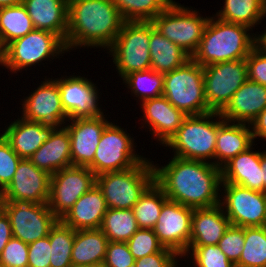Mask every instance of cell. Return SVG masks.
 <instances>
[{
	"label": "cell",
	"instance_id": "obj_1",
	"mask_svg": "<svg viewBox=\"0 0 266 267\" xmlns=\"http://www.w3.org/2000/svg\"><path fill=\"white\" fill-rule=\"evenodd\" d=\"M155 183L169 200L195 208L220 204L221 169L197 160L174 157L168 164H154Z\"/></svg>",
	"mask_w": 266,
	"mask_h": 267
},
{
	"label": "cell",
	"instance_id": "obj_2",
	"mask_svg": "<svg viewBox=\"0 0 266 267\" xmlns=\"http://www.w3.org/2000/svg\"><path fill=\"white\" fill-rule=\"evenodd\" d=\"M124 20L112 0H68V52L112 46ZM77 48V49H76Z\"/></svg>",
	"mask_w": 266,
	"mask_h": 267
},
{
	"label": "cell",
	"instance_id": "obj_3",
	"mask_svg": "<svg viewBox=\"0 0 266 267\" xmlns=\"http://www.w3.org/2000/svg\"><path fill=\"white\" fill-rule=\"evenodd\" d=\"M247 26L210 16L191 59L201 66L246 59L257 43V33ZM251 32V33H250Z\"/></svg>",
	"mask_w": 266,
	"mask_h": 267
},
{
	"label": "cell",
	"instance_id": "obj_4",
	"mask_svg": "<svg viewBox=\"0 0 266 267\" xmlns=\"http://www.w3.org/2000/svg\"><path fill=\"white\" fill-rule=\"evenodd\" d=\"M217 133L218 112L186 116L181 127L165 147L173 150L174 157L214 165Z\"/></svg>",
	"mask_w": 266,
	"mask_h": 267
},
{
	"label": "cell",
	"instance_id": "obj_5",
	"mask_svg": "<svg viewBox=\"0 0 266 267\" xmlns=\"http://www.w3.org/2000/svg\"><path fill=\"white\" fill-rule=\"evenodd\" d=\"M65 53H68L65 42L58 35L34 29L2 50L0 66L17 74L27 71L31 66L41 65L42 61L57 59Z\"/></svg>",
	"mask_w": 266,
	"mask_h": 267
},
{
	"label": "cell",
	"instance_id": "obj_6",
	"mask_svg": "<svg viewBox=\"0 0 266 267\" xmlns=\"http://www.w3.org/2000/svg\"><path fill=\"white\" fill-rule=\"evenodd\" d=\"M152 159L145 158L133 168L96 176L107 208L132 209L143 193L155 182Z\"/></svg>",
	"mask_w": 266,
	"mask_h": 267
},
{
	"label": "cell",
	"instance_id": "obj_7",
	"mask_svg": "<svg viewBox=\"0 0 266 267\" xmlns=\"http://www.w3.org/2000/svg\"><path fill=\"white\" fill-rule=\"evenodd\" d=\"M164 76L163 96L185 115L212 112L207 105L203 66L188 60Z\"/></svg>",
	"mask_w": 266,
	"mask_h": 267
},
{
	"label": "cell",
	"instance_id": "obj_8",
	"mask_svg": "<svg viewBox=\"0 0 266 267\" xmlns=\"http://www.w3.org/2000/svg\"><path fill=\"white\" fill-rule=\"evenodd\" d=\"M150 21H124L107 50L123 80L128 74L151 69Z\"/></svg>",
	"mask_w": 266,
	"mask_h": 267
},
{
	"label": "cell",
	"instance_id": "obj_9",
	"mask_svg": "<svg viewBox=\"0 0 266 267\" xmlns=\"http://www.w3.org/2000/svg\"><path fill=\"white\" fill-rule=\"evenodd\" d=\"M191 8L174 1L151 21L158 32L190 57L196 52L210 18L201 16L199 11Z\"/></svg>",
	"mask_w": 266,
	"mask_h": 267
},
{
	"label": "cell",
	"instance_id": "obj_10",
	"mask_svg": "<svg viewBox=\"0 0 266 267\" xmlns=\"http://www.w3.org/2000/svg\"><path fill=\"white\" fill-rule=\"evenodd\" d=\"M109 122L100 138L93 161L87 166L98 176L133 168L146 157L136 152L134 137L121 126Z\"/></svg>",
	"mask_w": 266,
	"mask_h": 267
},
{
	"label": "cell",
	"instance_id": "obj_11",
	"mask_svg": "<svg viewBox=\"0 0 266 267\" xmlns=\"http://www.w3.org/2000/svg\"><path fill=\"white\" fill-rule=\"evenodd\" d=\"M203 71L205 98L212 112H221L248 80L246 59L207 65Z\"/></svg>",
	"mask_w": 266,
	"mask_h": 267
},
{
	"label": "cell",
	"instance_id": "obj_12",
	"mask_svg": "<svg viewBox=\"0 0 266 267\" xmlns=\"http://www.w3.org/2000/svg\"><path fill=\"white\" fill-rule=\"evenodd\" d=\"M220 194V205L231 225L266 226V194L264 192L232 183H221Z\"/></svg>",
	"mask_w": 266,
	"mask_h": 267
},
{
	"label": "cell",
	"instance_id": "obj_13",
	"mask_svg": "<svg viewBox=\"0 0 266 267\" xmlns=\"http://www.w3.org/2000/svg\"><path fill=\"white\" fill-rule=\"evenodd\" d=\"M96 184L87 166H69L51 175L48 206L61 219L74 203Z\"/></svg>",
	"mask_w": 266,
	"mask_h": 267
},
{
	"label": "cell",
	"instance_id": "obj_14",
	"mask_svg": "<svg viewBox=\"0 0 266 267\" xmlns=\"http://www.w3.org/2000/svg\"><path fill=\"white\" fill-rule=\"evenodd\" d=\"M5 213L10 219L13 237L27 244L47 237L59 220L48 203L6 201Z\"/></svg>",
	"mask_w": 266,
	"mask_h": 267
},
{
	"label": "cell",
	"instance_id": "obj_15",
	"mask_svg": "<svg viewBox=\"0 0 266 267\" xmlns=\"http://www.w3.org/2000/svg\"><path fill=\"white\" fill-rule=\"evenodd\" d=\"M194 209L178 202L167 200L153 231L164 248L177 253L183 260L191 234V218Z\"/></svg>",
	"mask_w": 266,
	"mask_h": 267
},
{
	"label": "cell",
	"instance_id": "obj_16",
	"mask_svg": "<svg viewBox=\"0 0 266 267\" xmlns=\"http://www.w3.org/2000/svg\"><path fill=\"white\" fill-rule=\"evenodd\" d=\"M66 76V77H65ZM58 83L61 103L69 120L95 117L105 112L98 101L101 95L97 84L84 76L64 75L54 78Z\"/></svg>",
	"mask_w": 266,
	"mask_h": 267
},
{
	"label": "cell",
	"instance_id": "obj_17",
	"mask_svg": "<svg viewBox=\"0 0 266 267\" xmlns=\"http://www.w3.org/2000/svg\"><path fill=\"white\" fill-rule=\"evenodd\" d=\"M40 85L26 96L22 104V118L56 127L64 126L69 120L65 113L58 83L53 78H44Z\"/></svg>",
	"mask_w": 266,
	"mask_h": 267
},
{
	"label": "cell",
	"instance_id": "obj_18",
	"mask_svg": "<svg viewBox=\"0 0 266 267\" xmlns=\"http://www.w3.org/2000/svg\"><path fill=\"white\" fill-rule=\"evenodd\" d=\"M51 175L21 158L14 177L3 191L6 201L48 203Z\"/></svg>",
	"mask_w": 266,
	"mask_h": 267
},
{
	"label": "cell",
	"instance_id": "obj_19",
	"mask_svg": "<svg viewBox=\"0 0 266 267\" xmlns=\"http://www.w3.org/2000/svg\"><path fill=\"white\" fill-rule=\"evenodd\" d=\"M106 118L104 114H100L71 119L64 124L70 136L73 166H88L93 161L101 135L110 122Z\"/></svg>",
	"mask_w": 266,
	"mask_h": 267
},
{
	"label": "cell",
	"instance_id": "obj_20",
	"mask_svg": "<svg viewBox=\"0 0 266 267\" xmlns=\"http://www.w3.org/2000/svg\"><path fill=\"white\" fill-rule=\"evenodd\" d=\"M140 105L139 107L143 112L141 128L148 127L150 129L148 130L150 131L149 133L162 146H165L176 134L187 116L170 104L163 95L157 98L146 99Z\"/></svg>",
	"mask_w": 266,
	"mask_h": 267
},
{
	"label": "cell",
	"instance_id": "obj_21",
	"mask_svg": "<svg viewBox=\"0 0 266 267\" xmlns=\"http://www.w3.org/2000/svg\"><path fill=\"white\" fill-rule=\"evenodd\" d=\"M266 108V87L247 80L232 96L227 106L220 112L229 122L251 124Z\"/></svg>",
	"mask_w": 266,
	"mask_h": 267
},
{
	"label": "cell",
	"instance_id": "obj_22",
	"mask_svg": "<svg viewBox=\"0 0 266 267\" xmlns=\"http://www.w3.org/2000/svg\"><path fill=\"white\" fill-rule=\"evenodd\" d=\"M9 125V126H8ZM0 133L20 158L29 159L46 142L55 125L17 118Z\"/></svg>",
	"mask_w": 266,
	"mask_h": 267
},
{
	"label": "cell",
	"instance_id": "obj_23",
	"mask_svg": "<svg viewBox=\"0 0 266 267\" xmlns=\"http://www.w3.org/2000/svg\"><path fill=\"white\" fill-rule=\"evenodd\" d=\"M254 145L255 143L221 168L222 183H232L264 192L261 151H254Z\"/></svg>",
	"mask_w": 266,
	"mask_h": 267
},
{
	"label": "cell",
	"instance_id": "obj_24",
	"mask_svg": "<svg viewBox=\"0 0 266 267\" xmlns=\"http://www.w3.org/2000/svg\"><path fill=\"white\" fill-rule=\"evenodd\" d=\"M250 124L229 122L218 112V133L216 137L214 165L222 168L239 153L254 144Z\"/></svg>",
	"mask_w": 266,
	"mask_h": 267
},
{
	"label": "cell",
	"instance_id": "obj_25",
	"mask_svg": "<svg viewBox=\"0 0 266 267\" xmlns=\"http://www.w3.org/2000/svg\"><path fill=\"white\" fill-rule=\"evenodd\" d=\"M107 209L105 198L95 184L80 196L60 220L75 231L100 229Z\"/></svg>",
	"mask_w": 266,
	"mask_h": 267
},
{
	"label": "cell",
	"instance_id": "obj_26",
	"mask_svg": "<svg viewBox=\"0 0 266 267\" xmlns=\"http://www.w3.org/2000/svg\"><path fill=\"white\" fill-rule=\"evenodd\" d=\"M231 223L220 204L195 208L191 218L189 246L218 245Z\"/></svg>",
	"mask_w": 266,
	"mask_h": 267
},
{
	"label": "cell",
	"instance_id": "obj_27",
	"mask_svg": "<svg viewBox=\"0 0 266 267\" xmlns=\"http://www.w3.org/2000/svg\"><path fill=\"white\" fill-rule=\"evenodd\" d=\"M29 160L50 175L72 166L70 136L67 128L56 127L49 139L33 153Z\"/></svg>",
	"mask_w": 266,
	"mask_h": 267
},
{
	"label": "cell",
	"instance_id": "obj_28",
	"mask_svg": "<svg viewBox=\"0 0 266 267\" xmlns=\"http://www.w3.org/2000/svg\"><path fill=\"white\" fill-rule=\"evenodd\" d=\"M34 28L58 35L64 42L68 31V0H23Z\"/></svg>",
	"mask_w": 266,
	"mask_h": 267
},
{
	"label": "cell",
	"instance_id": "obj_29",
	"mask_svg": "<svg viewBox=\"0 0 266 267\" xmlns=\"http://www.w3.org/2000/svg\"><path fill=\"white\" fill-rule=\"evenodd\" d=\"M109 240L100 229L75 231L71 261L74 267H102Z\"/></svg>",
	"mask_w": 266,
	"mask_h": 267
},
{
	"label": "cell",
	"instance_id": "obj_30",
	"mask_svg": "<svg viewBox=\"0 0 266 267\" xmlns=\"http://www.w3.org/2000/svg\"><path fill=\"white\" fill-rule=\"evenodd\" d=\"M151 69L166 74L183 66L191 57L178 45L158 32L150 21Z\"/></svg>",
	"mask_w": 266,
	"mask_h": 267
},
{
	"label": "cell",
	"instance_id": "obj_31",
	"mask_svg": "<svg viewBox=\"0 0 266 267\" xmlns=\"http://www.w3.org/2000/svg\"><path fill=\"white\" fill-rule=\"evenodd\" d=\"M214 16L222 21L241 24L253 29L266 18L265 0H225Z\"/></svg>",
	"mask_w": 266,
	"mask_h": 267
},
{
	"label": "cell",
	"instance_id": "obj_32",
	"mask_svg": "<svg viewBox=\"0 0 266 267\" xmlns=\"http://www.w3.org/2000/svg\"><path fill=\"white\" fill-rule=\"evenodd\" d=\"M34 25L23 4L0 8V47L2 50L12 41L34 30Z\"/></svg>",
	"mask_w": 266,
	"mask_h": 267
},
{
	"label": "cell",
	"instance_id": "obj_33",
	"mask_svg": "<svg viewBox=\"0 0 266 267\" xmlns=\"http://www.w3.org/2000/svg\"><path fill=\"white\" fill-rule=\"evenodd\" d=\"M138 229L132 209L108 208L100 227L112 242H127Z\"/></svg>",
	"mask_w": 266,
	"mask_h": 267
},
{
	"label": "cell",
	"instance_id": "obj_34",
	"mask_svg": "<svg viewBox=\"0 0 266 267\" xmlns=\"http://www.w3.org/2000/svg\"><path fill=\"white\" fill-rule=\"evenodd\" d=\"M167 200L163 190L154 182L132 207L138 228L153 229Z\"/></svg>",
	"mask_w": 266,
	"mask_h": 267
},
{
	"label": "cell",
	"instance_id": "obj_35",
	"mask_svg": "<svg viewBox=\"0 0 266 267\" xmlns=\"http://www.w3.org/2000/svg\"><path fill=\"white\" fill-rule=\"evenodd\" d=\"M122 81L131 95L138 98V104L163 95L164 76L153 69L130 73Z\"/></svg>",
	"mask_w": 266,
	"mask_h": 267
},
{
	"label": "cell",
	"instance_id": "obj_36",
	"mask_svg": "<svg viewBox=\"0 0 266 267\" xmlns=\"http://www.w3.org/2000/svg\"><path fill=\"white\" fill-rule=\"evenodd\" d=\"M48 237L51 246L50 267H72L71 252L75 230L59 219Z\"/></svg>",
	"mask_w": 266,
	"mask_h": 267
},
{
	"label": "cell",
	"instance_id": "obj_37",
	"mask_svg": "<svg viewBox=\"0 0 266 267\" xmlns=\"http://www.w3.org/2000/svg\"><path fill=\"white\" fill-rule=\"evenodd\" d=\"M239 267H266V226L245 227Z\"/></svg>",
	"mask_w": 266,
	"mask_h": 267
},
{
	"label": "cell",
	"instance_id": "obj_38",
	"mask_svg": "<svg viewBox=\"0 0 266 267\" xmlns=\"http://www.w3.org/2000/svg\"><path fill=\"white\" fill-rule=\"evenodd\" d=\"M124 21H152L173 0H112Z\"/></svg>",
	"mask_w": 266,
	"mask_h": 267
},
{
	"label": "cell",
	"instance_id": "obj_39",
	"mask_svg": "<svg viewBox=\"0 0 266 267\" xmlns=\"http://www.w3.org/2000/svg\"><path fill=\"white\" fill-rule=\"evenodd\" d=\"M186 257L192 258L194 267H235L218 245L189 246L183 256L185 262Z\"/></svg>",
	"mask_w": 266,
	"mask_h": 267
},
{
	"label": "cell",
	"instance_id": "obj_40",
	"mask_svg": "<svg viewBox=\"0 0 266 267\" xmlns=\"http://www.w3.org/2000/svg\"><path fill=\"white\" fill-rule=\"evenodd\" d=\"M126 243L135 260L164 249L153 229L139 228Z\"/></svg>",
	"mask_w": 266,
	"mask_h": 267
},
{
	"label": "cell",
	"instance_id": "obj_41",
	"mask_svg": "<svg viewBox=\"0 0 266 267\" xmlns=\"http://www.w3.org/2000/svg\"><path fill=\"white\" fill-rule=\"evenodd\" d=\"M21 158L0 134V191L3 192L12 181Z\"/></svg>",
	"mask_w": 266,
	"mask_h": 267
},
{
	"label": "cell",
	"instance_id": "obj_42",
	"mask_svg": "<svg viewBox=\"0 0 266 267\" xmlns=\"http://www.w3.org/2000/svg\"><path fill=\"white\" fill-rule=\"evenodd\" d=\"M245 240V227L230 225L218 246L226 257L236 265L239 262Z\"/></svg>",
	"mask_w": 266,
	"mask_h": 267
},
{
	"label": "cell",
	"instance_id": "obj_43",
	"mask_svg": "<svg viewBox=\"0 0 266 267\" xmlns=\"http://www.w3.org/2000/svg\"><path fill=\"white\" fill-rule=\"evenodd\" d=\"M0 263L9 267H28V244L12 237L0 254Z\"/></svg>",
	"mask_w": 266,
	"mask_h": 267
},
{
	"label": "cell",
	"instance_id": "obj_44",
	"mask_svg": "<svg viewBox=\"0 0 266 267\" xmlns=\"http://www.w3.org/2000/svg\"><path fill=\"white\" fill-rule=\"evenodd\" d=\"M135 258L126 242L109 241L102 267H134Z\"/></svg>",
	"mask_w": 266,
	"mask_h": 267
},
{
	"label": "cell",
	"instance_id": "obj_45",
	"mask_svg": "<svg viewBox=\"0 0 266 267\" xmlns=\"http://www.w3.org/2000/svg\"><path fill=\"white\" fill-rule=\"evenodd\" d=\"M248 80L266 87V53L257 45L246 58Z\"/></svg>",
	"mask_w": 266,
	"mask_h": 267
},
{
	"label": "cell",
	"instance_id": "obj_46",
	"mask_svg": "<svg viewBox=\"0 0 266 267\" xmlns=\"http://www.w3.org/2000/svg\"><path fill=\"white\" fill-rule=\"evenodd\" d=\"M51 246L49 237L28 244V267H50Z\"/></svg>",
	"mask_w": 266,
	"mask_h": 267
},
{
	"label": "cell",
	"instance_id": "obj_47",
	"mask_svg": "<svg viewBox=\"0 0 266 267\" xmlns=\"http://www.w3.org/2000/svg\"><path fill=\"white\" fill-rule=\"evenodd\" d=\"M180 258L174 251L164 248L160 252L135 260L134 267H179Z\"/></svg>",
	"mask_w": 266,
	"mask_h": 267
},
{
	"label": "cell",
	"instance_id": "obj_48",
	"mask_svg": "<svg viewBox=\"0 0 266 267\" xmlns=\"http://www.w3.org/2000/svg\"><path fill=\"white\" fill-rule=\"evenodd\" d=\"M250 127L254 142L259 137L266 141V108L252 121Z\"/></svg>",
	"mask_w": 266,
	"mask_h": 267
},
{
	"label": "cell",
	"instance_id": "obj_49",
	"mask_svg": "<svg viewBox=\"0 0 266 267\" xmlns=\"http://www.w3.org/2000/svg\"><path fill=\"white\" fill-rule=\"evenodd\" d=\"M13 237L9 217L4 213L0 217V254L9 240Z\"/></svg>",
	"mask_w": 266,
	"mask_h": 267
},
{
	"label": "cell",
	"instance_id": "obj_50",
	"mask_svg": "<svg viewBox=\"0 0 266 267\" xmlns=\"http://www.w3.org/2000/svg\"><path fill=\"white\" fill-rule=\"evenodd\" d=\"M265 28H264V31L261 32V34L257 32L258 34H257L256 45L266 53V29Z\"/></svg>",
	"mask_w": 266,
	"mask_h": 267
},
{
	"label": "cell",
	"instance_id": "obj_51",
	"mask_svg": "<svg viewBox=\"0 0 266 267\" xmlns=\"http://www.w3.org/2000/svg\"><path fill=\"white\" fill-rule=\"evenodd\" d=\"M261 169L263 170L264 193L266 194V150L261 152Z\"/></svg>",
	"mask_w": 266,
	"mask_h": 267
},
{
	"label": "cell",
	"instance_id": "obj_52",
	"mask_svg": "<svg viewBox=\"0 0 266 267\" xmlns=\"http://www.w3.org/2000/svg\"><path fill=\"white\" fill-rule=\"evenodd\" d=\"M23 4V0H0V8Z\"/></svg>",
	"mask_w": 266,
	"mask_h": 267
},
{
	"label": "cell",
	"instance_id": "obj_53",
	"mask_svg": "<svg viewBox=\"0 0 266 267\" xmlns=\"http://www.w3.org/2000/svg\"><path fill=\"white\" fill-rule=\"evenodd\" d=\"M6 199L3 192L0 191V217L5 213Z\"/></svg>",
	"mask_w": 266,
	"mask_h": 267
},
{
	"label": "cell",
	"instance_id": "obj_54",
	"mask_svg": "<svg viewBox=\"0 0 266 267\" xmlns=\"http://www.w3.org/2000/svg\"><path fill=\"white\" fill-rule=\"evenodd\" d=\"M0 267H9V266H6V265H3V264L0 263Z\"/></svg>",
	"mask_w": 266,
	"mask_h": 267
}]
</instances>
